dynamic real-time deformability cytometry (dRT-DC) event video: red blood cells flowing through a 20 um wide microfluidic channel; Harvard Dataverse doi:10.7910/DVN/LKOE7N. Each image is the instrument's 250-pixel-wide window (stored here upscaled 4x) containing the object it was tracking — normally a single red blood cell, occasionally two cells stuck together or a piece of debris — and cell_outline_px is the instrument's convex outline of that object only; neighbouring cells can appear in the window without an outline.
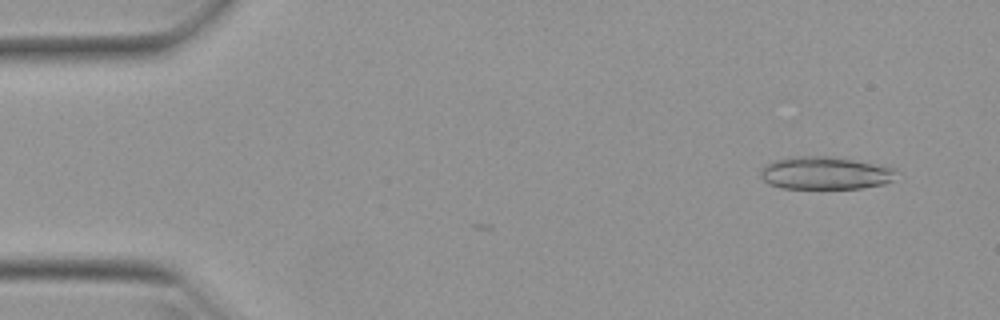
{"species": "Egyptian fruit bat (a non-hibernating species)", "species_latin": "Rousettus aegyptiacus", "temperature_condition": "warm", "stored_images_in_passage": 3, "camera_frame_rate_fps": 3000, "um_per_image_px": 0.085, "animal": {"sex": "female"}, "frame": {"image": 1, "passage_image": 1, "time_ms": 0.0, "image_size_px": [1000, 320], "cell_outline_px": [[896, 172], [892, 180], [884, 184], [860, 188], [780, 188], [768, 184], [760, 176], [760, 168], [764, 164], [776, 160], [796, 156], [828, 156], [852, 160], [896, 168]], "centroid_in_image_um": [70.08, 14.71], "position_along_channel_um": 14.9, "area_um2": 25.78}}